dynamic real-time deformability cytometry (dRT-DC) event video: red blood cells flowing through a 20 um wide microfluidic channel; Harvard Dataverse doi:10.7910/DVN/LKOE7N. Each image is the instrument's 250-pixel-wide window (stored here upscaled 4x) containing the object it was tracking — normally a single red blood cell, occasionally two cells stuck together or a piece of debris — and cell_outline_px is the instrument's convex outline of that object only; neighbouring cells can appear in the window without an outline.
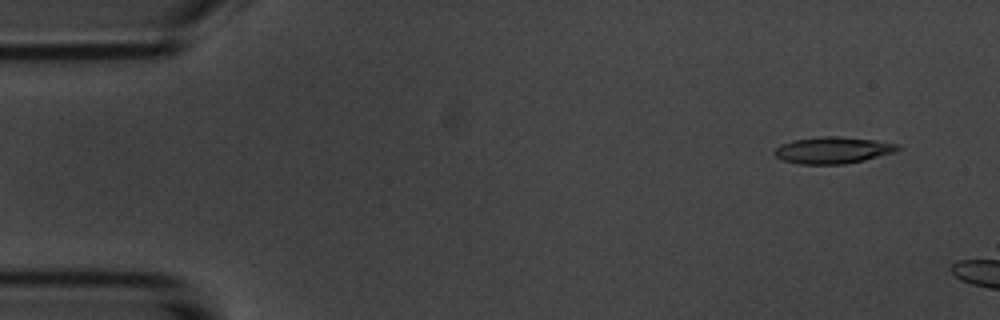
{"species": "common noctule bat (a hibernating species)", "species_latin": "Nyctalus noctula", "temperature_condition": "room temperature", "stored_images_in_passage": 4, "camera_frame_rate_fps": 3000, "um_per_image_px": 0.085, "animal": {"sex": "male", "body_mass_g": 20.1, "forearm_length_mm": 53.5}, "frame": {"image": 1, "passage_image": 1, "time_ms": 0.0, "image_size_px": [1000, 320], "cell_outline_px": [[904, 148], [896, 152], [864, 160], [844, 164], [800, 164], [784, 160], [776, 156], [772, 152], [780, 144], [792, 140], [824, 136], [840, 136], [872, 140], [900, 144]], "centroid_in_image_um": [70.83, 12.76], "position_along_channel_um": 14.2, "area_um2": 19.25}}